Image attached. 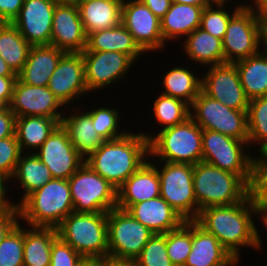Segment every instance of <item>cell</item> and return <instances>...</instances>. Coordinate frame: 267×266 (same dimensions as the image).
Returning a JSON list of instances; mask_svg holds the SVG:
<instances>
[{
	"label": "cell",
	"mask_w": 267,
	"mask_h": 266,
	"mask_svg": "<svg viewBox=\"0 0 267 266\" xmlns=\"http://www.w3.org/2000/svg\"><path fill=\"white\" fill-rule=\"evenodd\" d=\"M258 217L247 196L243 201L232 205L207 207L199 212L195 221L213 234L239 262L241 248L250 247L254 252L262 250V238L254 220Z\"/></svg>",
	"instance_id": "cell-1"
},
{
	"label": "cell",
	"mask_w": 267,
	"mask_h": 266,
	"mask_svg": "<svg viewBox=\"0 0 267 266\" xmlns=\"http://www.w3.org/2000/svg\"><path fill=\"white\" fill-rule=\"evenodd\" d=\"M104 141L85 163L118 189L149 158V140L138 130Z\"/></svg>",
	"instance_id": "cell-2"
},
{
	"label": "cell",
	"mask_w": 267,
	"mask_h": 266,
	"mask_svg": "<svg viewBox=\"0 0 267 266\" xmlns=\"http://www.w3.org/2000/svg\"><path fill=\"white\" fill-rule=\"evenodd\" d=\"M203 129L190 117L183 123L142 134L149 140V159L195 165L202 161ZM156 159V160H155Z\"/></svg>",
	"instance_id": "cell-3"
},
{
	"label": "cell",
	"mask_w": 267,
	"mask_h": 266,
	"mask_svg": "<svg viewBox=\"0 0 267 266\" xmlns=\"http://www.w3.org/2000/svg\"><path fill=\"white\" fill-rule=\"evenodd\" d=\"M20 222L30 227L56 228L74 211L68 180L52 179L19 205Z\"/></svg>",
	"instance_id": "cell-4"
},
{
	"label": "cell",
	"mask_w": 267,
	"mask_h": 266,
	"mask_svg": "<svg viewBox=\"0 0 267 266\" xmlns=\"http://www.w3.org/2000/svg\"><path fill=\"white\" fill-rule=\"evenodd\" d=\"M193 188L199 212L211 206H227L248 196V185L237 175L206 162L193 165Z\"/></svg>",
	"instance_id": "cell-5"
},
{
	"label": "cell",
	"mask_w": 267,
	"mask_h": 266,
	"mask_svg": "<svg viewBox=\"0 0 267 266\" xmlns=\"http://www.w3.org/2000/svg\"><path fill=\"white\" fill-rule=\"evenodd\" d=\"M57 235L85 259L108 257L107 213H70L57 227Z\"/></svg>",
	"instance_id": "cell-6"
},
{
	"label": "cell",
	"mask_w": 267,
	"mask_h": 266,
	"mask_svg": "<svg viewBox=\"0 0 267 266\" xmlns=\"http://www.w3.org/2000/svg\"><path fill=\"white\" fill-rule=\"evenodd\" d=\"M247 149H252L249 147L248 141H241L220 132L203 129L202 161L221 170L237 174L248 185L254 155Z\"/></svg>",
	"instance_id": "cell-7"
},
{
	"label": "cell",
	"mask_w": 267,
	"mask_h": 266,
	"mask_svg": "<svg viewBox=\"0 0 267 266\" xmlns=\"http://www.w3.org/2000/svg\"><path fill=\"white\" fill-rule=\"evenodd\" d=\"M152 162L157 166L160 196L185 221L196 220L197 201L193 188V165L163 161Z\"/></svg>",
	"instance_id": "cell-8"
},
{
	"label": "cell",
	"mask_w": 267,
	"mask_h": 266,
	"mask_svg": "<svg viewBox=\"0 0 267 266\" xmlns=\"http://www.w3.org/2000/svg\"><path fill=\"white\" fill-rule=\"evenodd\" d=\"M68 182L75 212L108 213L117 207V189L85 162Z\"/></svg>",
	"instance_id": "cell-9"
},
{
	"label": "cell",
	"mask_w": 267,
	"mask_h": 266,
	"mask_svg": "<svg viewBox=\"0 0 267 266\" xmlns=\"http://www.w3.org/2000/svg\"><path fill=\"white\" fill-rule=\"evenodd\" d=\"M190 118L202 129L248 141L247 111L231 109L202 90L190 105Z\"/></svg>",
	"instance_id": "cell-10"
},
{
	"label": "cell",
	"mask_w": 267,
	"mask_h": 266,
	"mask_svg": "<svg viewBox=\"0 0 267 266\" xmlns=\"http://www.w3.org/2000/svg\"><path fill=\"white\" fill-rule=\"evenodd\" d=\"M153 234L126 210L116 207L107 213L109 257L135 260Z\"/></svg>",
	"instance_id": "cell-11"
},
{
	"label": "cell",
	"mask_w": 267,
	"mask_h": 266,
	"mask_svg": "<svg viewBox=\"0 0 267 266\" xmlns=\"http://www.w3.org/2000/svg\"><path fill=\"white\" fill-rule=\"evenodd\" d=\"M222 43L225 63H235L262 50L261 23L248 4L231 17Z\"/></svg>",
	"instance_id": "cell-12"
},
{
	"label": "cell",
	"mask_w": 267,
	"mask_h": 266,
	"mask_svg": "<svg viewBox=\"0 0 267 266\" xmlns=\"http://www.w3.org/2000/svg\"><path fill=\"white\" fill-rule=\"evenodd\" d=\"M82 57L89 93L104 91L103 89L111 88L112 84L115 86L116 83L123 82L133 64L135 65L129 55L116 51H83Z\"/></svg>",
	"instance_id": "cell-13"
},
{
	"label": "cell",
	"mask_w": 267,
	"mask_h": 266,
	"mask_svg": "<svg viewBox=\"0 0 267 266\" xmlns=\"http://www.w3.org/2000/svg\"><path fill=\"white\" fill-rule=\"evenodd\" d=\"M121 24L145 53L163 52L165 49L160 19L139 0H123Z\"/></svg>",
	"instance_id": "cell-14"
},
{
	"label": "cell",
	"mask_w": 267,
	"mask_h": 266,
	"mask_svg": "<svg viewBox=\"0 0 267 266\" xmlns=\"http://www.w3.org/2000/svg\"><path fill=\"white\" fill-rule=\"evenodd\" d=\"M202 75L201 90L209 97L220 101L227 107L248 111L249 99L240 83L234 63H223L207 67Z\"/></svg>",
	"instance_id": "cell-15"
},
{
	"label": "cell",
	"mask_w": 267,
	"mask_h": 266,
	"mask_svg": "<svg viewBox=\"0 0 267 266\" xmlns=\"http://www.w3.org/2000/svg\"><path fill=\"white\" fill-rule=\"evenodd\" d=\"M34 153L48 167L53 179L68 180L85 162L61 124Z\"/></svg>",
	"instance_id": "cell-16"
},
{
	"label": "cell",
	"mask_w": 267,
	"mask_h": 266,
	"mask_svg": "<svg viewBox=\"0 0 267 266\" xmlns=\"http://www.w3.org/2000/svg\"><path fill=\"white\" fill-rule=\"evenodd\" d=\"M50 45L66 53H82L87 34L75 0L59 1L53 13Z\"/></svg>",
	"instance_id": "cell-17"
},
{
	"label": "cell",
	"mask_w": 267,
	"mask_h": 266,
	"mask_svg": "<svg viewBox=\"0 0 267 266\" xmlns=\"http://www.w3.org/2000/svg\"><path fill=\"white\" fill-rule=\"evenodd\" d=\"M8 107L16 117L45 116L61 121L66 114L63 112L65 106L48 86L28 85L18 78Z\"/></svg>",
	"instance_id": "cell-18"
},
{
	"label": "cell",
	"mask_w": 267,
	"mask_h": 266,
	"mask_svg": "<svg viewBox=\"0 0 267 266\" xmlns=\"http://www.w3.org/2000/svg\"><path fill=\"white\" fill-rule=\"evenodd\" d=\"M48 88L65 108L88 95L82 53H65L50 77ZM75 102H74V101Z\"/></svg>",
	"instance_id": "cell-19"
},
{
	"label": "cell",
	"mask_w": 267,
	"mask_h": 266,
	"mask_svg": "<svg viewBox=\"0 0 267 266\" xmlns=\"http://www.w3.org/2000/svg\"><path fill=\"white\" fill-rule=\"evenodd\" d=\"M57 0H24L12 24L31 46L50 45Z\"/></svg>",
	"instance_id": "cell-20"
},
{
	"label": "cell",
	"mask_w": 267,
	"mask_h": 266,
	"mask_svg": "<svg viewBox=\"0 0 267 266\" xmlns=\"http://www.w3.org/2000/svg\"><path fill=\"white\" fill-rule=\"evenodd\" d=\"M160 196L157 166L149 158L117 189V208L126 210L130 205Z\"/></svg>",
	"instance_id": "cell-21"
},
{
	"label": "cell",
	"mask_w": 267,
	"mask_h": 266,
	"mask_svg": "<svg viewBox=\"0 0 267 266\" xmlns=\"http://www.w3.org/2000/svg\"><path fill=\"white\" fill-rule=\"evenodd\" d=\"M238 263L213 234L192 220V247L184 266H238Z\"/></svg>",
	"instance_id": "cell-22"
},
{
	"label": "cell",
	"mask_w": 267,
	"mask_h": 266,
	"mask_svg": "<svg viewBox=\"0 0 267 266\" xmlns=\"http://www.w3.org/2000/svg\"><path fill=\"white\" fill-rule=\"evenodd\" d=\"M80 104L75 105L76 107H67L66 109L71 108V111L68 109L69 113L63 115L60 124L67 131L69 140L79 155L86 160L104 140L95 130L91 116L83 109L85 106L81 107Z\"/></svg>",
	"instance_id": "cell-23"
},
{
	"label": "cell",
	"mask_w": 267,
	"mask_h": 266,
	"mask_svg": "<svg viewBox=\"0 0 267 266\" xmlns=\"http://www.w3.org/2000/svg\"><path fill=\"white\" fill-rule=\"evenodd\" d=\"M126 211L154 234H166L185 221L161 196L130 205Z\"/></svg>",
	"instance_id": "cell-24"
},
{
	"label": "cell",
	"mask_w": 267,
	"mask_h": 266,
	"mask_svg": "<svg viewBox=\"0 0 267 266\" xmlns=\"http://www.w3.org/2000/svg\"><path fill=\"white\" fill-rule=\"evenodd\" d=\"M65 53L52 45L32 46L17 78L28 85L48 86L51 75Z\"/></svg>",
	"instance_id": "cell-25"
},
{
	"label": "cell",
	"mask_w": 267,
	"mask_h": 266,
	"mask_svg": "<svg viewBox=\"0 0 267 266\" xmlns=\"http://www.w3.org/2000/svg\"><path fill=\"white\" fill-rule=\"evenodd\" d=\"M87 36L121 23L123 0H75Z\"/></svg>",
	"instance_id": "cell-26"
},
{
	"label": "cell",
	"mask_w": 267,
	"mask_h": 266,
	"mask_svg": "<svg viewBox=\"0 0 267 266\" xmlns=\"http://www.w3.org/2000/svg\"><path fill=\"white\" fill-rule=\"evenodd\" d=\"M204 7L206 6L172 2L171 7L160 20L164 42L168 45L169 41H182L184 37L199 28Z\"/></svg>",
	"instance_id": "cell-27"
},
{
	"label": "cell",
	"mask_w": 267,
	"mask_h": 266,
	"mask_svg": "<svg viewBox=\"0 0 267 266\" xmlns=\"http://www.w3.org/2000/svg\"><path fill=\"white\" fill-rule=\"evenodd\" d=\"M182 52L193 64L204 68L225 63L222 40L201 28L195 29L181 41ZM202 65V66H201Z\"/></svg>",
	"instance_id": "cell-28"
},
{
	"label": "cell",
	"mask_w": 267,
	"mask_h": 266,
	"mask_svg": "<svg viewBox=\"0 0 267 266\" xmlns=\"http://www.w3.org/2000/svg\"><path fill=\"white\" fill-rule=\"evenodd\" d=\"M84 51H116L129 55L135 62L145 55L131 33L121 23L111 29L90 33Z\"/></svg>",
	"instance_id": "cell-29"
},
{
	"label": "cell",
	"mask_w": 267,
	"mask_h": 266,
	"mask_svg": "<svg viewBox=\"0 0 267 266\" xmlns=\"http://www.w3.org/2000/svg\"><path fill=\"white\" fill-rule=\"evenodd\" d=\"M60 123V120L45 116L16 117L15 136L22 153L36 152Z\"/></svg>",
	"instance_id": "cell-30"
},
{
	"label": "cell",
	"mask_w": 267,
	"mask_h": 266,
	"mask_svg": "<svg viewBox=\"0 0 267 266\" xmlns=\"http://www.w3.org/2000/svg\"><path fill=\"white\" fill-rule=\"evenodd\" d=\"M52 179L50 170L35 153H22L11 178V183L15 181L23 191L17 205Z\"/></svg>",
	"instance_id": "cell-31"
},
{
	"label": "cell",
	"mask_w": 267,
	"mask_h": 266,
	"mask_svg": "<svg viewBox=\"0 0 267 266\" xmlns=\"http://www.w3.org/2000/svg\"><path fill=\"white\" fill-rule=\"evenodd\" d=\"M246 97L251 100L267 96V53L258 54L234 63Z\"/></svg>",
	"instance_id": "cell-32"
},
{
	"label": "cell",
	"mask_w": 267,
	"mask_h": 266,
	"mask_svg": "<svg viewBox=\"0 0 267 266\" xmlns=\"http://www.w3.org/2000/svg\"><path fill=\"white\" fill-rule=\"evenodd\" d=\"M28 227L24 228L23 266H50L52 243L58 237L56 228Z\"/></svg>",
	"instance_id": "cell-33"
},
{
	"label": "cell",
	"mask_w": 267,
	"mask_h": 266,
	"mask_svg": "<svg viewBox=\"0 0 267 266\" xmlns=\"http://www.w3.org/2000/svg\"><path fill=\"white\" fill-rule=\"evenodd\" d=\"M174 67L163 73L162 94L183 100L190 106L201 91L202 76L194 73L195 68L193 71L190 69L191 66L189 68L180 67V65Z\"/></svg>",
	"instance_id": "cell-34"
},
{
	"label": "cell",
	"mask_w": 267,
	"mask_h": 266,
	"mask_svg": "<svg viewBox=\"0 0 267 266\" xmlns=\"http://www.w3.org/2000/svg\"><path fill=\"white\" fill-rule=\"evenodd\" d=\"M31 47L12 23L0 28V56L15 74L24 67Z\"/></svg>",
	"instance_id": "cell-35"
},
{
	"label": "cell",
	"mask_w": 267,
	"mask_h": 266,
	"mask_svg": "<svg viewBox=\"0 0 267 266\" xmlns=\"http://www.w3.org/2000/svg\"><path fill=\"white\" fill-rule=\"evenodd\" d=\"M152 112L156 124L161 126L158 130H163L183 123L190 117V106L183 100L167 96L161 92L153 100Z\"/></svg>",
	"instance_id": "cell-36"
},
{
	"label": "cell",
	"mask_w": 267,
	"mask_h": 266,
	"mask_svg": "<svg viewBox=\"0 0 267 266\" xmlns=\"http://www.w3.org/2000/svg\"><path fill=\"white\" fill-rule=\"evenodd\" d=\"M247 121L248 145L261 154L267 148V97L249 100Z\"/></svg>",
	"instance_id": "cell-37"
},
{
	"label": "cell",
	"mask_w": 267,
	"mask_h": 266,
	"mask_svg": "<svg viewBox=\"0 0 267 266\" xmlns=\"http://www.w3.org/2000/svg\"><path fill=\"white\" fill-rule=\"evenodd\" d=\"M98 106L95 105L94 108L90 107L89 110H85L92 118V123L95 125V130L100 135L104 141L113 140L124 136L129 130H126L123 124L120 123L122 119L120 118L121 113L119 108L110 106ZM123 125V127H121ZM124 128L122 131L121 129Z\"/></svg>",
	"instance_id": "cell-38"
},
{
	"label": "cell",
	"mask_w": 267,
	"mask_h": 266,
	"mask_svg": "<svg viewBox=\"0 0 267 266\" xmlns=\"http://www.w3.org/2000/svg\"><path fill=\"white\" fill-rule=\"evenodd\" d=\"M255 154L251 165L248 196L259 215L267 212V160L261 154Z\"/></svg>",
	"instance_id": "cell-39"
},
{
	"label": "cell",
	"mask_w": 267,
	"mask_h": 266,
	"mask_svg": "<svg viewBox=\"0 0 267 266\" xmlns=\"http://www.w3.org/2000/svg\"><path fill=\"white\" fill-rule=\"evenodd\" d=\"M167 254L174 266H184L192 247V221L165 234Z\"/></svg>",
	"instance_id": "cell-40"
},
{
	"label": "cell",
	"mask_w": 267,
	"mask_h": 266,
	"mask_svg": "<svg viewBox=\"0 0 267 266\" xmlns=\"http://www.w3.org/2000/svg\"><path fill=\"white\" fill-rule=\"evenodd\" d=\"M239 1V4L233 5V9H229L226 5H209L204 7L201 14L200 27L202 30L217 37L221 40L224 39L225 32L227 30L231 17L244 5ZM228 6V7H227ZM227 8V9H226ZM230 11V12H229ZM233 11V12H231Z\"/></svg>",
	"instance_id": "cell-41"
},
{
	"label": "cell",
	"mask_w": 267,
	"mask_h": 266,
	"mask_svg": "<svg viewBox=\"0 0 267 266\" xmlns=\"http://www.w3.org/2000/svg\"><path fill=\"white\" fill-rule=\"evenodd\" d=\"M24 227L19 222L0 244V266H23Z\"/></svg>",
	"instance_id": "cell-42"
},
{
	"label": "cell",
	"mask_w": 267,
	"mask_h": 266,
	"mask_svg": "<svg viewBox=\"0 0 267 266\" xmlns=\"http://www.w3.org/2000/svg\"><path fill=\"white\" fill-rule=\"evenodd\" d=\"M134 261L138 266H174L167 254L165 234H153Z\"/></svg>",
	"instance_id": "cell-43"
},
{
	"label": "cell",
	"mask_w": 267,
	"mask_h": 266,
	"mask_svg": "<svg viewBox=\"0 0 267 266\" xmlns=\"http://www.w3.org/2000/svg\"><path fill=\"white\" fill-rule=\"evenodd\" d=\"M21 154L15 135L0 139V173L11 179Z\"/></svg>",
	"instance_id": "cell-44"
},
{
	"label": "cell",
	"mask_w": 267,
	"mask_h": 266,
	"mask_svg": "<svg viewBox=\"0 0 267 266\" xmlns=\"http://www.w3.org/2000/svg\"><path fill=\"white\" fill-rule=\"evenodd\" d=\"M84 260L85 258L59 237L53 241L50 266H80Z\"/></svg>",
	"instance_id": "cell-45"
},
{
	"label": "cell",
	"mask_w": 267,
	"mask_h": 266,
	"mask_svg": "<svg viewBox=\"0 0 267 266\" xmlns=\"http://www.w3.org/2000/svg\"><path fill=\"white\" fill-rule=\"evenodd\" d=\"M20 222L19 209L0 210V244L5 236Z\"/></svg>",
	"instance_id": "cell-46"
},
{
	"label": "cell",
	"mask_w": 267,
	"mask_h": 266,
	"mask_svg": "<svg viewBox=\"0 0 267 266\" xmlns=\"http://www.w3.org/2000/svg\"><path fill=\"white\" fill-rule=\"evenodd\" d=\"M16 116L9 107H0V139L15 135Z\"/></svg>",
	"instance_id": "cell-47"
},
{
	"label": "cell",
	"mask_w": 267,
	"mask_h": 266,
	"mask_svg": "<svg viewBox=\"0 0 267 266\" xmlns=\"http://www.w3.org/2000/svg\"><path fill=\"white\" fill-rule=\"evenodd\" d=\"M24 0H0V16L7 23H12L19 15Z\"/></svg>",
	"instance_id": "cell-48"
},
{
	"label": "cell",
	"mask_w": 267,
	"mask_h": 266,
	"mask_svg": "<svg viewBox=\"0 0 267 266\" xmlns=\"http://www.w3.org/2000/svg\"><path fill=\"white\" fill-rule=\"evenodd\" d=\"M17 76H0V107H8Z\"/></svg>",
	"instance_id": "cell-49"
},
{
	"label": "cell",
	"mask_w": 267,
	"mask_h": 266,
	"mask_svg": "<svg viewBox=\"0 0 267 266\" xmlns=\"http://www.w3.org/2000/svg\"><path fill=\"white\" fill-rule=\"evenodd\" d=\"M11 183V179L0 173V210H6L9 208H16L18 207L17 205V201L13 202L11 199L9 198L10 196L8 195V188H12L9 187ZM10 199V200H9Z\"/></svg>",
	"instance_id": "cell-50"
},
{
	"label": "cell",
	"mask_w": 267,
	"mask_h": 266,
	"mask_svg": "<svg viewBox=\"0 0 267 266\" xmlns=\"http://www.w3.org/2000/svg\"><path fill=\"white\" fill-rule=\"evenodd\" d=\"M141 3L145 4L148 9L156 15L160 20L167 13L168 9L171 7L172 0H139Z\"/></svg>",
	"instance_id": "cell-51"
},
{
	"label": "cell",
	"mask_w": 267,
	"mask_h": 266,
	"mask_svg": "<svg viewBox=\"0 0 267 266\" xmlns=\"http://www.w3.org/2000/svg\"><path fill=\"white\" fill-rule=\"evenodd\" d=\"M247 3L255 12L257 19L260 23L267 21V0H252ZM253 2V3H252Z\"/></svg>",
	"instance_id": "cell-52"
},
{
	"label": "cell",
	"mask_w": 267,
	"mask_h": 266,
	"mask_svg": "<svg viewBox=\"0 0 267 266\" xmlns=\"http://www.w3.org/2000/svg\"><path fill=\"white\" fill-rule=\"evenodd\" d=\"M102 266H138L134 260L117 259L112 257H103Z\"/></svg>",
	"instance_id": "cell-53"
},
{
	"label": "cell",
	"mask_w": 267,
	"mask_h": 266,
	"mask_svg": "<svg viewBox=\"0 0 267 266\" xmlns=\"http://www.w3.org/2000/svg\"><path fill=\"white\" fill-rule=\"evenodd\" d=\"M0 76H17L8 66L6 61L0 56Z\"/></svg>",
	"instance_id": "cell-54"
},
{
	"label": "cell",
	"mask_w": 267,
	"mask_h": 266,
	"mask_svg": "<svg viewBox=\"0 0 267 266\" xmlns=\"http://www.w3.org/2000/svg\"><path fill=\"white\" fill-rule=\"evenodd\" d=\"M172 2L194 6H209V4L205 0H172Z\"/></svg>",
	"instance_id": "cell-55"
},
{
	"label": "cell",
	"mask_w": 267,
	"mask_h": 266,
	"mask_svg": "<svg viewBox=\"0 0 267 266\" xmlns=\"http://www.w3.org/2000/svg\"><path fill=\"white\" fill-rule=\"evenodd\" d=\"M262 50L267 53V21L261 23Z\"/></svg>",
	"instance_id": "cell-56"
},
{
	"label": "cell",
	"mask_w": 267,
	"mask_h": 266,
	"mask_svg": "<svg viewBox=\"0 0 267 266\" xmlns=\"http://www.w3.org/2000/svg\"><path fill=\"white\" fill-rule=\"evenodd\" d=\"M80 266H102L101 259H85Z\"/></svg>",
	"instance_id": "cell-57"
},
{
	"label": "cell",
	"mask_w": 267,
	"mask_h": 266,
	"mask_svg": "<svg viewBox=\"0 0 267 266\" xmlns=\"http://www.w3.org/2000/svg\"><path fill=\"white\" fill-rule=\"evenodd\" d=\"M205 1L209 5H226V4H229V1H230V4H231V0H205ZM232 2H233V0H232Z\"/></svg>",
	"instance_id": "cell-58"
},
{
	"label": "cell",
	"mask_w": 267,
	"mask_h": 266,
	"mask_svg": "<svg viewBox=\"0 0 267 266\" xmlns=\"http://www.w3.org/2000/svg\"><path fill=\"white\" fill-rule=\"evenodd\" d=\"M260 219H258L259 221H263V222H260V224L262 223L263 224V227H265V229L267 230V212H263L261 214H259V217Z\"/></svg>",
	"instance_id": "cell-59"
},
{
	"label": "cell",
	"mask_w": 267,
	"mask_h": 266,
	"mask_svg": "<svg viewBox=\"0 0 267 266\" xmlns=\"http://www.w3.org/2000/svg\"><path fill=\"white\" fill-rule=\"evenodd\" d=\"M261 155L267 160V148L261 153Z\"/></svg>",
	"instance_id": "cell-60"
},
{
	"label": "cell",
	"mask_w": 267,
	"mask_h": 266,
	"mask_svg": "<svg viewBox=\"0 0 267 266\" xmlns=\"http://www.w3.org/2000/svg\"><path fill=\"white\" fill-rule=\"evenodd\" d=\"M5 20L0 16V28L5 24Z\"/></svg>",
	"instance_id": "cell-61"
}]
</instances>
